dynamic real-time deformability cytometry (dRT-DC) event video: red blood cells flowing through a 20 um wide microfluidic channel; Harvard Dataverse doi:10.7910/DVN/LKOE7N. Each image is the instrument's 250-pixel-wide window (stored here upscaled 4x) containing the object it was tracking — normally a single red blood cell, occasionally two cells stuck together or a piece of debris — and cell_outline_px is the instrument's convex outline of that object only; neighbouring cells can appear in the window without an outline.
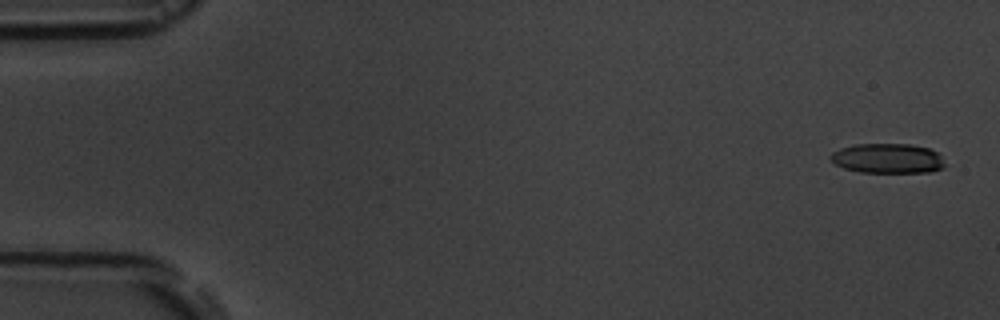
{"species": "common noctule bat (a hibernating species)", "species_latin": "Nyctalus noctula", "temperature_condition": "room temperature", "stored_images_in_passage": 5, "camera_frame_rate_fps": 3000, "um_per_image_px": 0.085, "animal": {"sex": "male", "body_mass_g": 19.5, "forearm_length_mm": 54.6}, "frame": {"image": 1, "passage_image": 1, "time_ms": 0.0, "image_size_px": [1000, 320], "cell_outline_px": [[944, 168], [932, 172], [860, 172], [844, 168], [836, 164], [828, 156], [832, 152], [840, 148], [856, 144], [912, 144], [928, 148], [936, 152], [940, 156], [944, 164]], "centroid_in_image_um": [75.44, 13.46], "position_along_channel_um": 9.6, "area_um2": 19.83}}
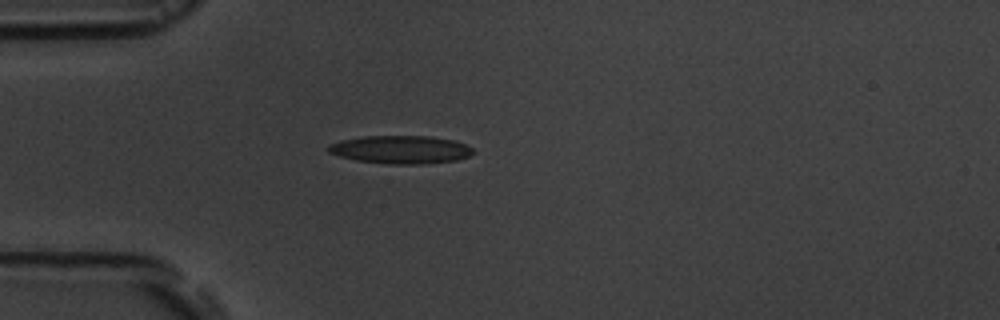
{"frame": {"image": 2, "passage_image": 5, "time_ms": 4.667, "image_size_px": [1000, 320], "cell_outline_px": [[476, 152], [468, 156], [456, 160], [420, 164], [388, 164], [356, 160], [340, 156], [328, 152], [328, 144], [340, 140], [364, 136], [428, 136], [456, 140], [472, 148]], "centroid_in_image_um": [34.06, 12.71], "position_along_channel_um": 50.9, "area_um2": 23.7}}